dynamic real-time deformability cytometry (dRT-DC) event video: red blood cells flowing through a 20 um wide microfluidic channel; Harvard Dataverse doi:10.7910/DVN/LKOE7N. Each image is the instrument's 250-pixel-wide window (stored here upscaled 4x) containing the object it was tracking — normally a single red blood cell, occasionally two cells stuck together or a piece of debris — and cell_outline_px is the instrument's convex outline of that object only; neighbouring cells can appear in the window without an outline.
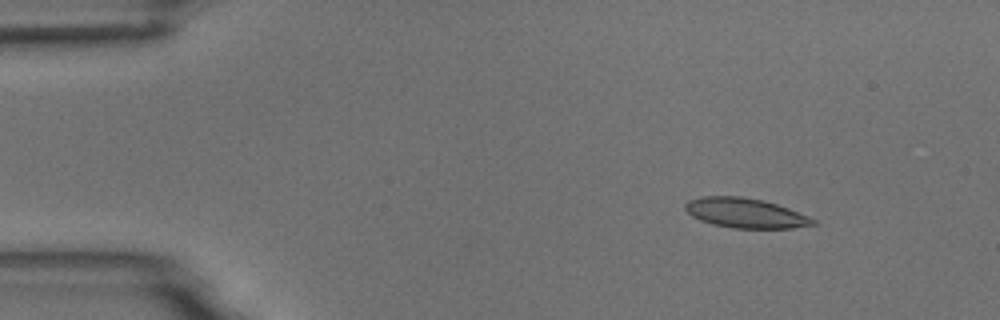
{"species": "common noctule bat (a hibernating species)", "species_latin": "Nyctalus noctula", "temperature_condition": "room temperature", "stored_images_in_passage": 5, "camera_frame_rate_fps": 3000, "um_per_image_px": 0.085, "animal": {"sex": "male", "body_mass_g": 18.8}, "frame": {"image": 1, "passage_image": 3, "time_ms": 2.0, "image_size_px": [1000, 320], "cell_outline_px": [[820, 224], [792, 228], [732, 228], [712, 224], [700, 220], [692, 216], [684, 208], [684, 204], [688, 200], [700, 196], [740, 196], [760, 200], [776, 204], [788, 208], [808, 216], [816, 220]], "centroid_in_image_um": [63.35, 18.11], "position_along_channel_um": 21.6, "area_um2": 22.2}}